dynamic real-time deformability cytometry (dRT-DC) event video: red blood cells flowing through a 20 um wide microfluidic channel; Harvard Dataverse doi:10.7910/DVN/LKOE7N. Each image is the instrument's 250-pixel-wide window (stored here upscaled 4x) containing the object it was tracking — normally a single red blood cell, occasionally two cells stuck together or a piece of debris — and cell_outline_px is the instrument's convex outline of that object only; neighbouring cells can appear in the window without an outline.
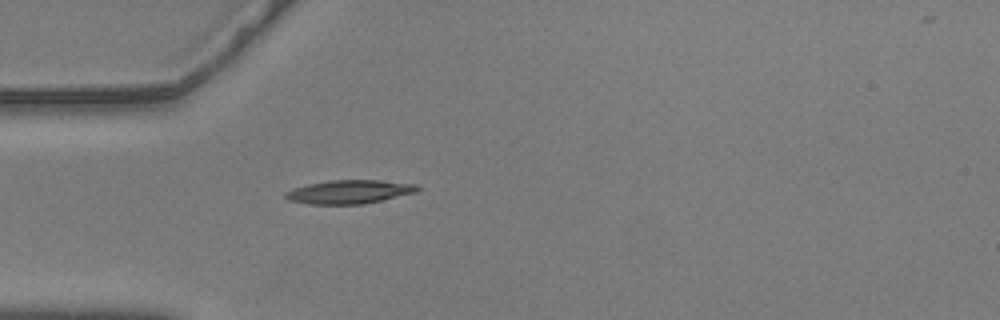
{"species": "common noctule bat (a hibernating species)", "species_latin": "Nyctalus noctula", "temperature_condition": "warm", "stored_images_in_passage": 41, "camera_frame_rate_fps": 3000, "um_per_image_px": 0.085, "animal": {"sex": "male", "body_mass_g": 20.5, "forearm_length_mm": 52.5}, "frame": {"image": 1, "passage_image": 1, "time_ms": 0.0, "image_size_px": [1000, 320], "cell_outline_px": [[420, 188], [416, 192], [364, 204], [308, 204], [288, 200], [284, 196], [284, 192], [292, 188], [308, 184], [328, 180], [380, 180], [416, 184]], "centroid_in_image_um": [29.65, 16.3], "position_along_channel_um": 55.3, "area_um2": 18.21}}
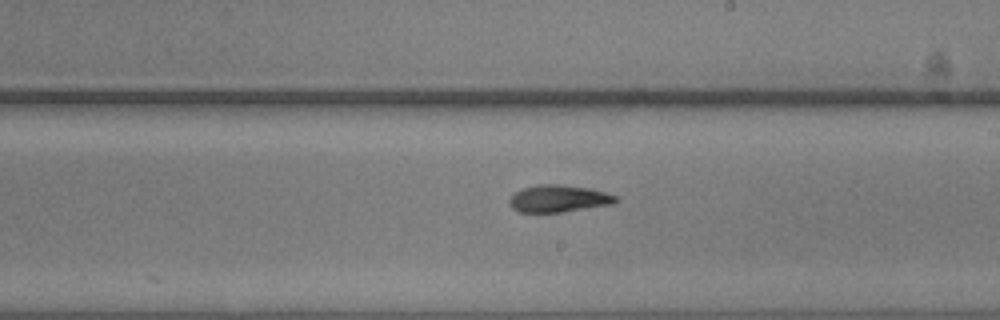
{"frame": {"image": 2, "passage_image": 17, "time_ms": 5.333, "image_size_px": [1000, 320], "cell_outline_px": [[620, 200], [616, 204], [560, 212], [520, 212], [512, 208], [508, 204], [508, 200], [512, 192], [520, 188], [540, 184], [560, 184], [588, 188], [620, 196]], "centroid_in_image_um": [47.48, 16.87], "position_along_channel_um": 241.5, "area_um2": 17.22}}
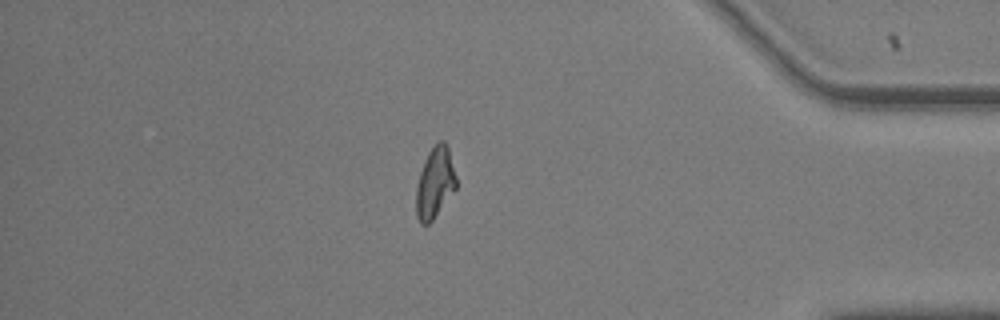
{"frame": {"image": 3, "passage_image": 33, "time_ms": 10.667, "image_size_px": [1000, 320], "cell_outline_px": [[456, 188], [432, 220], [428, 224], [420, 224], [416, 216], [416, 188], [420, 172], [428, 152], [440, 140], [444, 140], [448, 148], [456, 176]], "centroid_in_image_um": [36.96, 15.55], "position_along_channel_um": 398.2, "area_um2": 16.3}, "authors_computed_cell_mechanics": {"area_um2": 16.762, "velocity_mm_per_s": 3.5729, "shape_relaxation_time_tau1_ms": null, "shape_relaxation_time_tau2_ms": 4.2135, "deformation_change_tau1": null, "deformation_change_tau2": 0.1145}}